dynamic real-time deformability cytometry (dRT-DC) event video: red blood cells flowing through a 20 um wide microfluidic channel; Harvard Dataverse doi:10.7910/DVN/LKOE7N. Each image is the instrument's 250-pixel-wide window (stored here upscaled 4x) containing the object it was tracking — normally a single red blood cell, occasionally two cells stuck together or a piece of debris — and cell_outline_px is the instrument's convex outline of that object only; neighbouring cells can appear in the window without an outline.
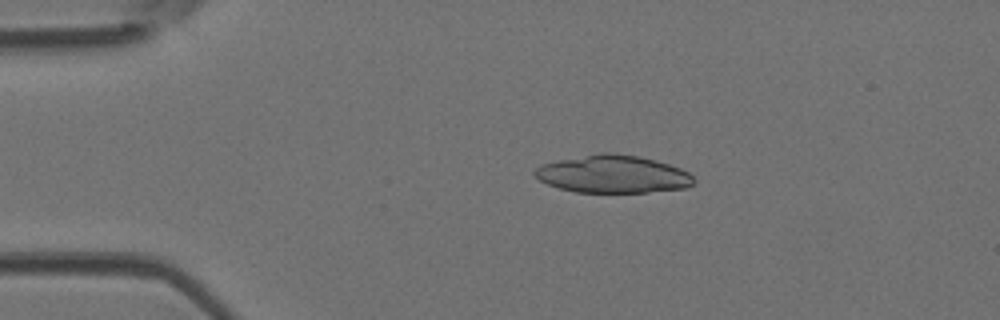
{"species": "Egyptian fruit bat (a non-hibernating species)", "species_latin": "Rousettus aegyptiacus", "temperature_condition": "room temperature", "stored_images_in_passage": 39, "camera_frame_rate_fps": 3000, "um_per_image_px": 0.085, "animal": {"sex": "female"}, "frame": {"image": 1, "passage_image": 1, "time_ms": 0.0, "image_size_px": [1000, 320], "cell_outline_px": [[696, 180], [692, 184], [684, 188], [648, 192], [576, 192], [560, 188], [548, 184], [532, 176], [532, 172], [540, 164], [556, 160], [600, 152], [612, 152], [640, 156], [656, 160], [680, 168], [688, 172]], "centroid_in_image_um": [52.06, 14.79], "position_along_channel_um": 32.9, "area_um2": 35.14}}